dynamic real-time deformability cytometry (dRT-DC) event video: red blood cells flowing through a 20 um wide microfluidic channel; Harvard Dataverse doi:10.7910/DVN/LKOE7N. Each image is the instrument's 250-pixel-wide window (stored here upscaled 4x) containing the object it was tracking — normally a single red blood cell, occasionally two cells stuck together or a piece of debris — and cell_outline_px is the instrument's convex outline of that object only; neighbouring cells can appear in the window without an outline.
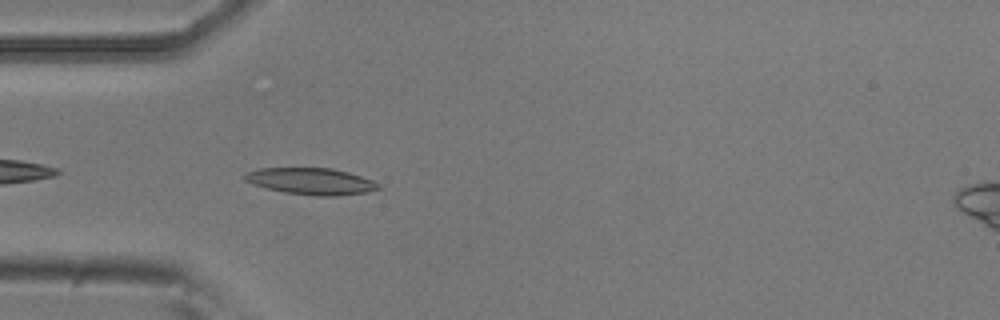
{"species": "common noctule bat (a hibernating species)", "species_latin": "Nyctalus noctula", "temperature_condition": "room temperature", "stored_images_in_passage": 37, "camera_frame_rate_fps": 3000, "um_per_image_px": 0.085, "animal": {"sex": "male", "body_mass_g": 20.5, "forearm_length_mm": 52.5}, "frame": {"image": 1, "passage_image": 3, "time_ms": 0.667, "image_size_px": [1000, 320], "cell_outline_px": [[380, 188], [368, 192], [340, 196], [312, 196], [284, 192], [264, 188], [252, 184], [244, 180], [244, 176], [248, 172], [260, 168], [332, 168], [348, 172], [372, 180], [380, 184]], "centroid_in_image_um": [26.45, 15.42], "position_along_channel_um": 58.6, "area_um2": 20.87}}
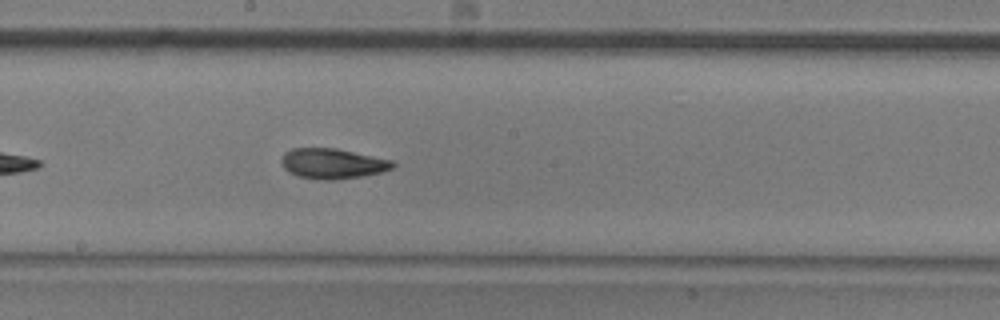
{"frame": {"image": 2, "passage_image": 16, "time_ms": 5.0, "image_size_px": [1000, 320], "cell_outline_px": [[396, 164], [392, 168], [380, 172], [360, 176], [332, 180], [324, 180], [296, 176], [288, 172], [284, 168], [280, 160], [284, 152], [292, 148], [336, 148], [392, 160]], "centroid_in_image_um": [28.22, 13.9], "position_along_channel_um": 220.0, "area_um2": 19.59}}
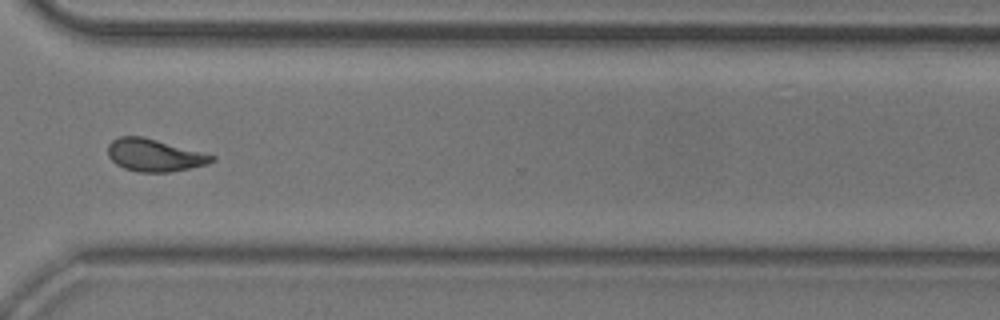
{"frame": {"image": 3, "passage_image": 27, "time_ms": 8.667, "image_size_px": [1000, 320], "cell_outline_px": [[216, 160], [208, 164], [168, 172], [136, 172], [124, 168], [116, 164], [108, 156], [108, 144], [112, 140], [120, 136], [140, 136], [156, 140], [216, 156]], "centroid_in_image_um": [13.1, 13.2], "position_along_channel_um": 357.5, "area_um2": 19.42}, "authors_computed_cell_mechanics": {"area_um2": 19.2474, "velocity_mm_per_s": 3.7661, "shape_relaxation_time_tau1_ms": 5.5331, "shape_relaxation_time_tau2_ms": 2.4026, "deformation_change_tau1": 0.1467, "deformation_change_tau2": 0.088}}